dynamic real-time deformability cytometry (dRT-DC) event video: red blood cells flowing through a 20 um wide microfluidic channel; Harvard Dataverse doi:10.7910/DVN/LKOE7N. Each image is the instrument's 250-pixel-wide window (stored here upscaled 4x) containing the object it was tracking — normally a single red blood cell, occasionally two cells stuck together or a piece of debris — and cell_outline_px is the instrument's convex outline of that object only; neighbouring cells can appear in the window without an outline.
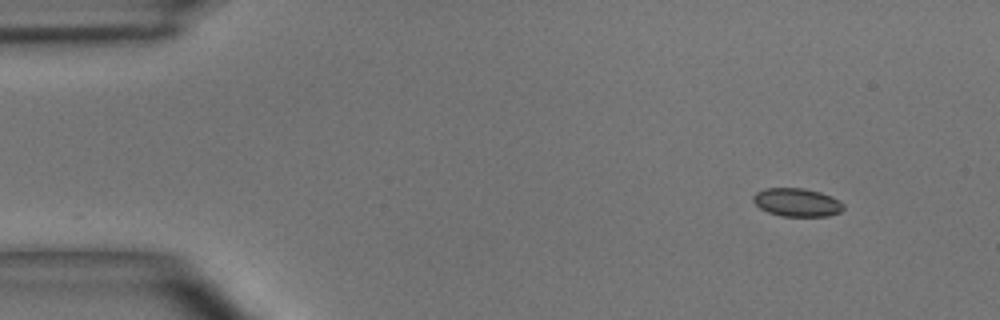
{"species": "common noctule bat (a hibernating species)", "species_latin": "Nyctalus noctula", "temperature_condition": "room temperature", "stored_images_in_passage": 45, "camera_frame_rate_fps": 3000, "um_per_image_px": 0.085, "animal": {"sex": "male", "body_mass_g": 15.6}, "frame": {"image": 1, "passage_image": 1, "time_ms": 0.0, "image_size_px": [1000, 320], "cell_outline_px": [[844, 208], [840, 212], [828, 216], [780, 216], [768, 212], [760, 208], [752, 200], [752, 196], [756, 192], [764, 188], [804, 188], [820, 192], [832, 196], [840, 200], [844, 204]], "centroid_in_image_um": [67.75, 17.2], "position_along_channel_um": 17.3, "area_um2": 15.03}}
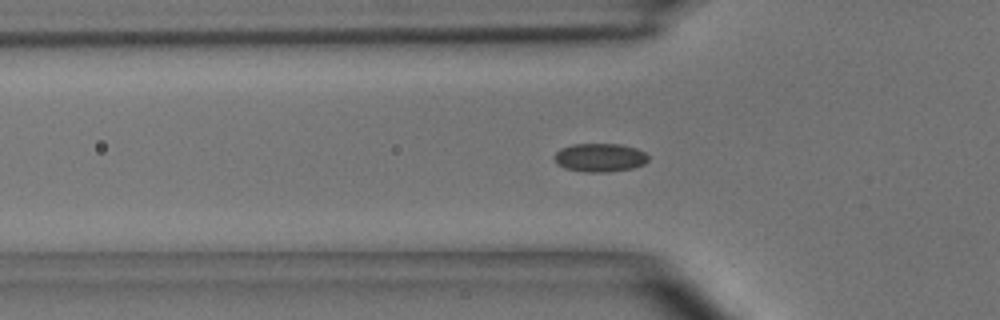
{"frame": {"image": 2, "passage_image": 12, "time_ms": 3.667, "image_size_px": [1000, 320], "cell_outline_px": [[648, 160], [644, 164], [632, 168], [608, 172], [584, 172], [564, 168], [556, 160], [556, 152], [560, 148], [572, 144], [620, 144], [636, 148], [644, 152], [648, 156]], "centroid_in_image_um": [51.01, 13.39], "position_along_channel_um": 74.8, "area_um2": 15.49}}
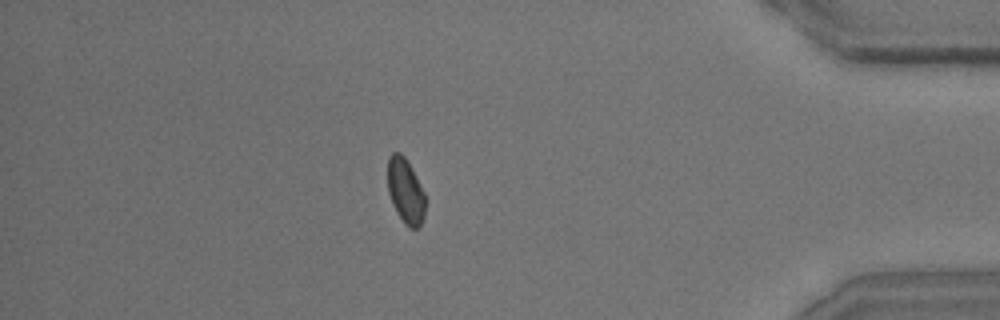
{"frame": {"image": 3, "passage_image": 39, "time_ms": 12.667, "image_size_px": [1000, 320], "cell_outline_px": [[424, 216], [420, 224], [416, 228], [408, 228], [404, 224], [396, 212], [392, 204], [388, 192], [388, 156], [392, 152], [400, 152], [404, 156], [424, 192]], "centroid_in_image_um": [34.43, 16.24], "position_along_channel_um": 400.8, "area_um2": 14.1}, "authors_computed_cell_mechanics": {"area_um2": 14.9124, "velocity_mm_per_s": 4.0554, "shape_relaxation_time_tau1_ms": 7.7028, "shape_relaxation_time_tau2_ms": 2.3618, "deformation_change_tau1": 0.0905, "deformation_change_tau2": 0.0517}}